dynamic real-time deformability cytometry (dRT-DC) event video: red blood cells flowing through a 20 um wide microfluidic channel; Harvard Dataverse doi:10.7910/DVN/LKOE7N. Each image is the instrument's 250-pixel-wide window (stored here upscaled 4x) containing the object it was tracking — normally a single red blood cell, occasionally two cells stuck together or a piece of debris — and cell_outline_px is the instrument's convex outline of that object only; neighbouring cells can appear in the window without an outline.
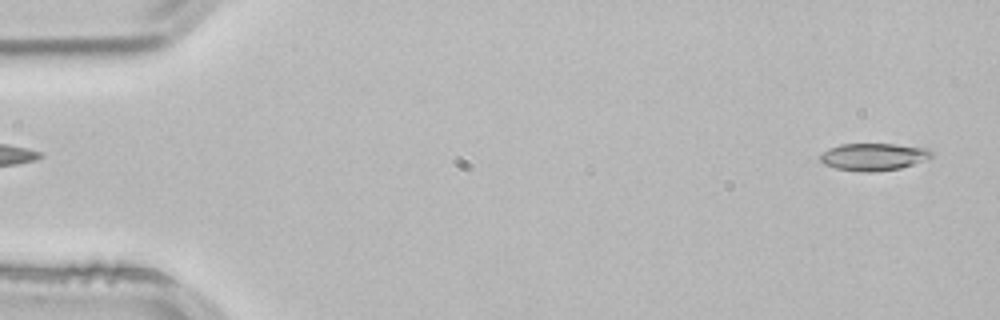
{"species": "common noctule bat (a hibernating species)", "species_latin": "Nyctalus noctula", "temperature_condition": "room temperature", "stored_images_in_passage": 52, "camera_frame_rate_fps": 3000, "um_per_image_px": 0.085, "animal": {"sex": "male", "body_mass_g": 21.5, "forearm_length_mm": 52.0}, "frame": {"image": 1, "passage_image": 2, "time_ms": 0.333, "image_size_px": [1000, 320], "cell_outline_px": [[932, 156], [912, 164], [900, 168], [876, 172], [860, 172], [836, 168], [824, 164], [820, 160], [820, 156], [824, 152], [840, 144], [896, 144], [928, 148], [932, 152]], "centroid_in_image_um": [74.25, 13.33], "position_along_channel_um": 10.8, "area_um2": 17.51}}
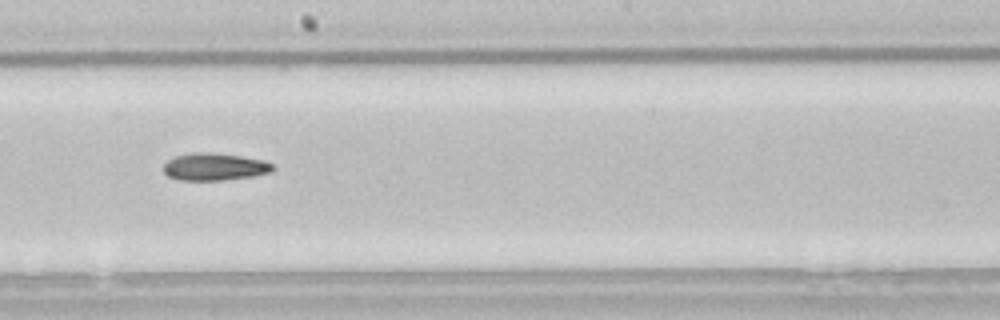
{"frame": {"image": 2, "passage_image": 29, "time_ms": 9.333, "image_size_px": [1000, 320], "cell_outline_px": [[272, 172], [252, 176], [224, 180], [176, 180], [168, 176], [164, 172], [164, 164], [168, 160], [176, 156], [192, 152], [208, 152], [240, 156], [264, 160], [272, 164]], "centroid_in_image_um": [18.21, 14.18], "position_along_channel_um": 230.0, "area_um2": 17.34}}
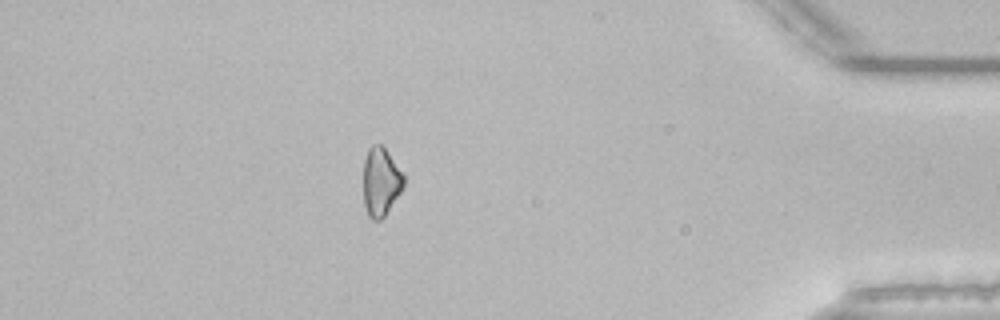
{"frame": {"image": 3, "passage_image": 46, "time_ms": 15.0, "image_size_px": [1000, 320], "cell_outline_px": [[404, 188], [384, 216], [380, 220], [372, 220], [368, 216], [364, 204], [364, 160], [368, 148], [372, 144], [380, 144], [384, 148], [404, 172]], "centroid_in_image_um": [32.38, 15.44], "position_along_channel_um": 402.8, "area_um2": 16.24}}